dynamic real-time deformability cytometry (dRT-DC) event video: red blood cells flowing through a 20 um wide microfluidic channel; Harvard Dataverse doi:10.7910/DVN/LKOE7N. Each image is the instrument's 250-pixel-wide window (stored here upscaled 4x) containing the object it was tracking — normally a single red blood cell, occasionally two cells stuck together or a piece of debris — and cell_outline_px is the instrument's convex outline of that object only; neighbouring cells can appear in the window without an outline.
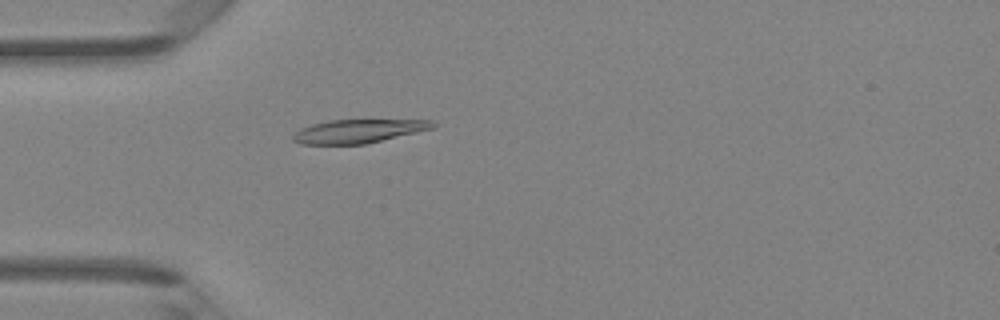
{"species": "Egyptian fruit bat (a non-hibernating species)", "species_latin": "Rousettus aegyptiacus", "temperature_condition": "room temperature", "stored_images_in_passage": 41, "camera_frame_rate_fps": 3000, "um_per_image_px": 0.085, "animal": {"sex": "female"}, "frame": {"image": 1, "passage_image": 9, "time_ms": 2.667, "image_size_px": [1000, 320], "cell_outline_px": [[436, 124], [432, 128], [416, 132], [364, 144], [300, 144], [292, 140], [292, 136], [300, 128], [312, 124], [328, 120], [432, 120]], "centroid_in_image_um": [30.4, 11.14], "position_along_channel_um": 54.6, "area_um2": 18.96}}
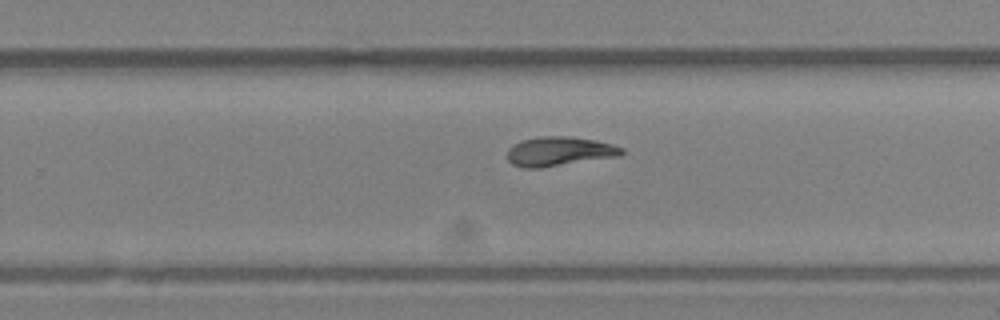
{"frame": {"image": 2, "passage_image": 25, "time_ms": 8.0, "image_size_px": [1000, 320], "cell_outline_px": [[624, 152], [620, 156], [540, 168], [524, 168], [512, 164], [508, 160], [508, 148], [520, 140], [540, 136], [568, 136], [596, 140], [612, 144], [624, 148]], "centroid_in_image_um": [47.54, 12.86], "position_along_channel_um": 282.3, "area_um2": 19.65}}
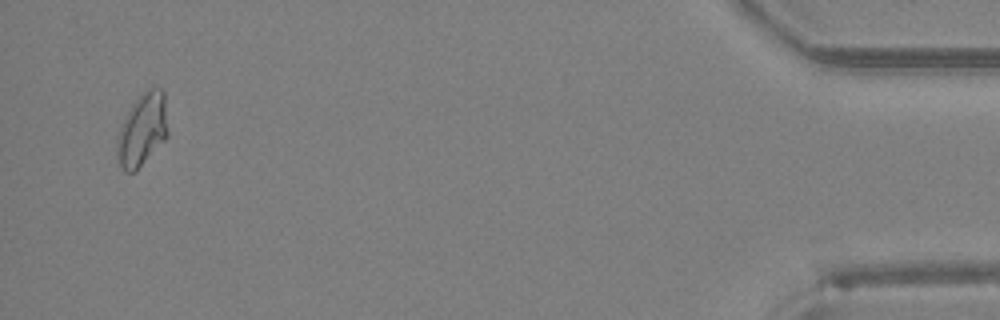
{"frame": {"image": 3, "passage_image": 40, "time_ms": 13.0, "image_size_px": [1000, 320], "cell_outline_px": [[168, 136], [132, 172], [124, 172], [120, 164], [116, 152], [116, 136], [120, 124], [124, 116], [132, 104], [148, 88], [160, 88], [164, 92], [168, 132]], "centroid_in_image_um": [12.07, 10.99], "position_along_channel_um": 423.1, "area_um2": 21.27}}